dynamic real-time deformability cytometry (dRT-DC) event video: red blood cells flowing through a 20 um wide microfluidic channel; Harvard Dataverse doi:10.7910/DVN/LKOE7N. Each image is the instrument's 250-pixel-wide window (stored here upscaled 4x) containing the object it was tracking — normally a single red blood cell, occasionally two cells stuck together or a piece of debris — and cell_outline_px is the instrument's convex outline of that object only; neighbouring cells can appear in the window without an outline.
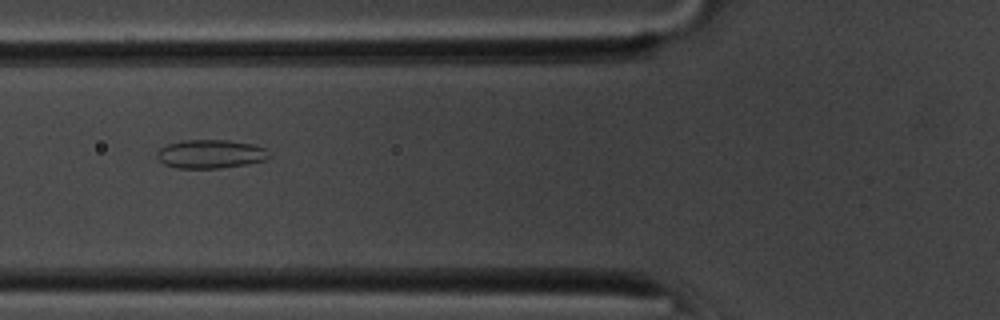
{"species": "common noctule bat (a hibernating species)", "species_latin": "Nyctalus noctula", "temperature_condition": "room temperature", "stored_images_in_passage": 21, "camera_frame_rate_fps": 3000, "um_per_image_px": 0.085, "animal": {"sex": "male", "body_mass_g": 20.1, "forearm_length_mm": 53.5}, "frame": {"image": 1, "passage_image": 4, "time_ms": 1.0, "image_size_px": [1000, 320], "cell_outline_px": [[272, 156], [264, 160], [248, 164], [220, 168], [176, 168], [164, 164], [156, 156], [156, 152], [160, 148], [168, 144], [184, 140], [228, 140], [252, 144], [264, 148]], "centroid_in_image_um": [17.89, 13.09], "position_along_channel_um": 107.9, "area_um2": 18.73}}
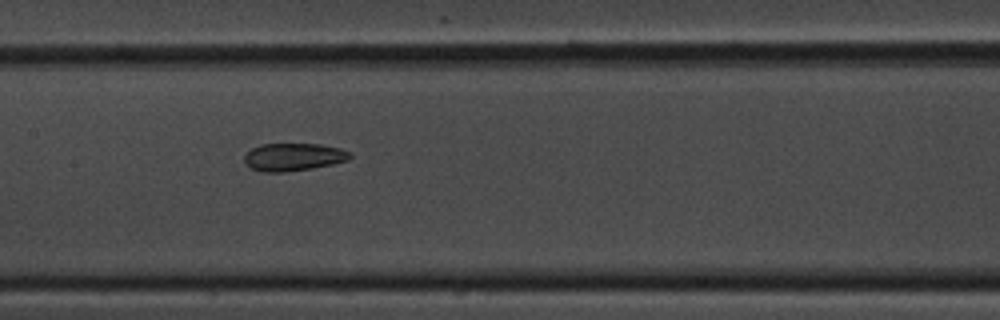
{"frame": {"image": 2, "passage_image": 10, "time_ms": 3.0, "image_size_px": [1000, 320], "cell_outline_px": [[352, 156], [348, 160], [332, 164], [312, 168], [284, 172], [260, 172], [252, 168], [244, 160], [244, 156], [252, 148], [260, 144], [320, 144], [340, 148], [352, 152]], "centroid_in_image_um": [24.97, 13.34], "position_along_channel_um": 182.4, "area_um2": 17.05}}